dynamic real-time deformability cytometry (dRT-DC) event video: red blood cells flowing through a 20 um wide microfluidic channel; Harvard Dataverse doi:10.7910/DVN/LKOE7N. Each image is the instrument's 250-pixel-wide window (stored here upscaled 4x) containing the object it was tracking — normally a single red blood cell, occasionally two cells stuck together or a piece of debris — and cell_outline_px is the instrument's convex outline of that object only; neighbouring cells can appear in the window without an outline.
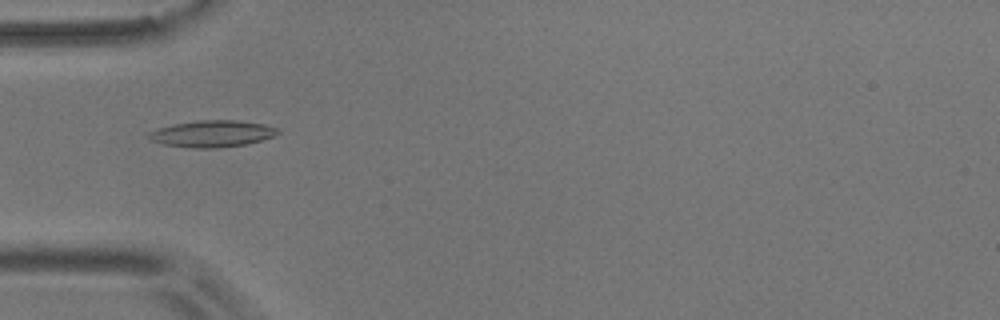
{"species": "common noctule bat (a hibernating species)", "species_latin": "Nyctalus noctula", "temperature_condition": "room temperature", "stored_images_in_passage": 22, "camera_frame_rate_fps": 3000, "um_per_image_px": 0.085, "animal": {"sex": "male", "body_mass_g": 17.9}, "frame": {"image": 1, "passage_image": 12, "time_ms": 3.667, "image_size_px": [1000, 320], "cell_outline_px": [[280, 132], [272, 136], [248, 144], [216, 148], [196, 148], [164, 144], [152, 140], [148, 136], [148, 132], [160, 128], [176, 124], [196, 120], [236, 120], [264, 124], [276, 128]], "centroid_in_image_um": [18.05, 11.36], "position_along_channel_um": 66.9, "area_um2": 19.71}}
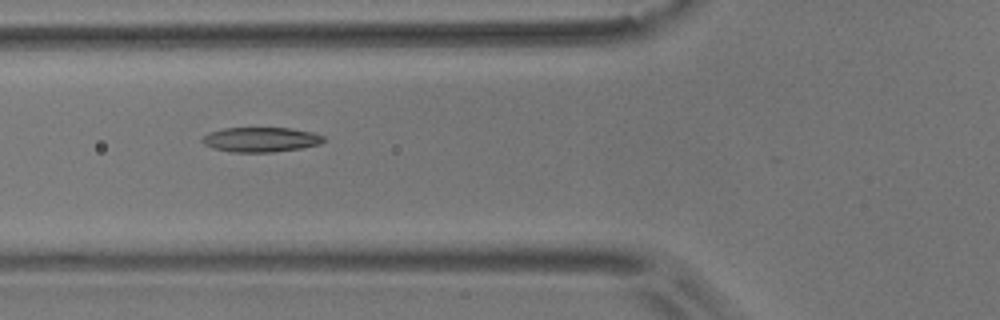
{"frame": {"image": 2, "passage_image": 15, "time_ms": 4.667, "image_size_px": [1000, 320], "cell_outline_px": [[324, 140], [320, 144], [300, 148], [272, 152], [232, 152], [212, 148], [204, 144], [200, 140], [208, 132], [224, 128], [292, 128], [312, 132], [324, 136]], "centroid_in_image_um": [22.14, 11.86], "position_along_channel_um": 103.7, "area_um2": 17.51}}
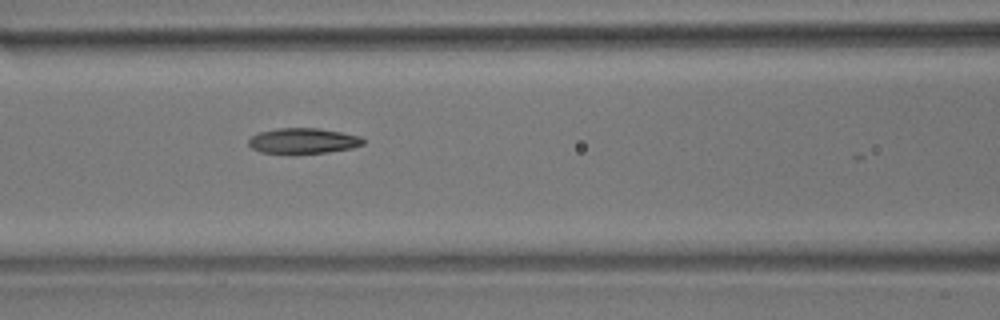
{"frame": {"image": 3, "passage_image": 18, "time_ms": 5.667, "image_size_px": [1000, 320], "cell_outline_px": [[364, 144], [352, 148], [328, 152], [296, 156], [260, 152], [252, 148], [248, 144], [248, 140], [252, 136], [260, 132], [276, 128], [320, 128], [360, 136], [364, 140]], "centroid_in_image_um": [25.74, 12.01], "position_along_channel_um": 140.9, "area_um2": 17.63}}